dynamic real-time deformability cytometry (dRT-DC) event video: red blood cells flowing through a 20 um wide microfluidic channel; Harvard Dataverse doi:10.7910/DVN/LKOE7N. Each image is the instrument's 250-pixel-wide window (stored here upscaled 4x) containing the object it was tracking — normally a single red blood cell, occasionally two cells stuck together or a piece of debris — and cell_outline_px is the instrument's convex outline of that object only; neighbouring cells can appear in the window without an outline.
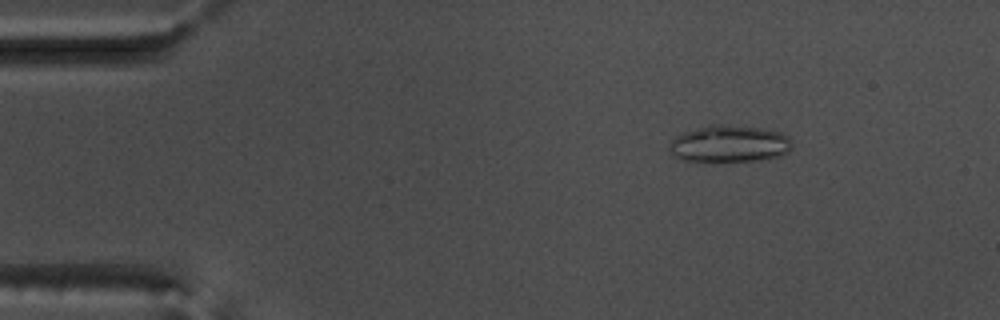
{"species": "common noctule bat (a hibernating species)", "species_latin": "Nyctalus noctula", "temperature_condition": "warm", "stored_images_in_passage": 49, "camera_frame_rate_fps": 3000, "um_per_image_px": 0.085, "animal": {"sex": "male", "body_mass_g": 17.5, "forearm_length_mm": 52.3}, "frame": {"image": 1, "passage_image": 2, "time_ms": 0.333, "image_size_px": [1000, 320], "cell_outline_px": [[792, 148], [788, 152], [780, 156], [760, 160], [684, 160], [672, 156], [668, 144], [676, 136], [684, 132], [712, 124], [716, 124], [760, 128], [780, 132], [788, 136], [792, 140]], "centroid_in_image_um": [62.02, 12.21], "position_along_channel_um": 23.0, "area_um2": 26.07}}
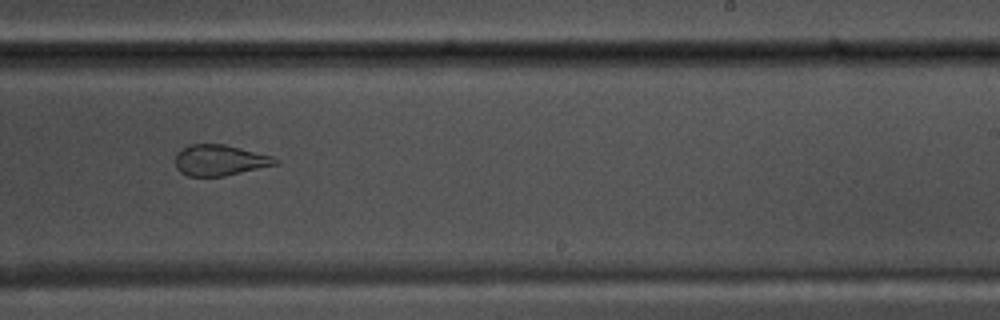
{"frame": {"image": 2, "passage_image": 28, "time_ms": 9.0, "image_size_px": [1000, 320], "cell_outline_px": [[280, 164], [224, 176], [188, 176], [180, 172], [176, 168], [176, 152], [192, 144], [224, 144], [272, 156], [280, 160]], "centroid_in_image_um": [18.71, 13.63], "position_along_channel_um": 270.3, "area_um2": 17.98}}
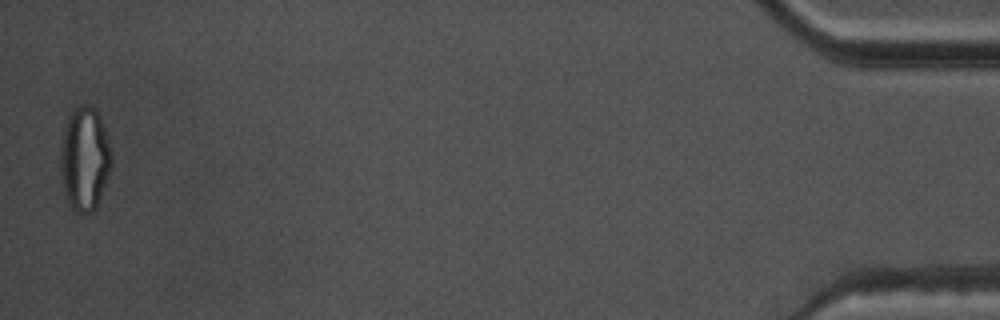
{"frame": {"image": 3, "passage_image": 48, "time_ms": 15.667, "image_size_px": [1000, 320], "cell_outline_px": [[112, 164], [96, 208], [92, 212], [76, 212], [68, 204], [60, 172], [60, 144], [64, 124], [72, 108], [80, 104], [88, 104], [100, 116], [104, 128], [112, 156]], "centroid_in_image_um": [7.16, 13.46], "position_along_channel_um": 428.0, "area_um2": 30.98}, "authors_computed_cell_mechanics": {"area_um2": 22.542, "velocity_mm_per_s": 3.7484, "shape_relaxation_time_tau1_ms": null, "shape_relaxation_time_tau2_ms": 1.2295, "deformation_change_tau1": null, "deformation_change_tau2": 0.0813}}